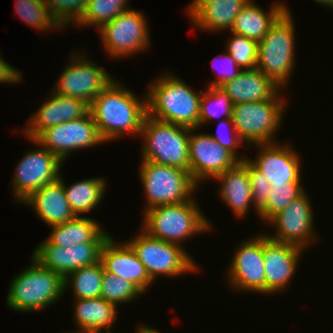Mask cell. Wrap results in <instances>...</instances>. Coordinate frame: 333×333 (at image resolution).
I'll return each instance as SVG.
<instances>
[{
  "label": "cell",
  "mask_w": 333,
  "mask_h": 333,
  "mask_svg": "<svg viewBox=\"0 0 333 333\" xmlns=\"http://www.w3.org/2000/svg\"><path fill=\"white\" fill-rule=\"evenodd\" d=\"M279 90L271 99L239 103L232 107V121L242 142L268 144L276 142L277 130L284 119L286 100Z\"/></svg>",
  "instance_id": "7"
},
{
  "label": "cell",
  "mask_w": 333,
  "mask_h": 333,
  "mask_svg": "<svg viewBox=\"0 0 333 333\" xmlns=\"http://www.w3.org/2000/svg\"><path fill=\"white\" fill-rule=\"evenodd\" d=\"M25 153L16 165L11 182L13 195L19 204L34 191L59 179L60 167L63 166V161L44 147Z\"/></svg>",
  "instance_id": "13"
},
{
  "label": "cell",
  "mask_w": 333,
  "mask_h": 333,
  "mask_svg": "<svg viewBox=\"0 0 333 333\" xmlns=\"http://www.w3.org/2000/svg\"><path fill=\"white\" fill-rule=\"evenodd\" d=\"M39 2H42V3H46L47 0H37Z\"/></svg>",
  "instance_id": "45"
},
{
  "label": "cell",
  "mask_w": 333,
  "mask_h": 333,
  "mask_svg": "<svg viewBox=\"0 0 333 333\" xmlns=\"http://www.w3.org/2000/svg\"><path fill=\"white\" fill-rule=\"evenodd\" d=\"M226 43V52L233 58L241 70L257 67L258 42L256 40L231 33Z\"/></svg>",
  "instance_id": "36"
},
{
  "label": "cell",
  "mask_w": 333,
  "mask_h": 333,
  "mask_svg": "<svg viewBox=\"0 0 333 333\" xmlns=\"http://www.w3.org/2000/svg\"><path fill=\"white\" fill-rule=\"evenodd\" d=\"M232 107L230 97L220 87H208L200 100L199 128L222 115L224 119H232Z\"/></svg>",
  "instance_id": "33"
},
{
  "label": "cell",
  "mask_w": 333,
  "mask_h": 333,
  "mask_svg": "<svg viewBox=\"0 0 333 333\" xmlns=\"http://www.w3.org/2000/svg\"><path fill=\"white\" fill-rule=\"evenodd\" d=\"M214 179L221 182L219 196L225 204L227 203L234 215L239 218L246 216L249 208L252 207L250 205L253 204L247 168L239 162Z\"/></svg>",
  "instance_id": "25"
},
{
  "label": "cell",
  "mask_w": 333,
  "mask_h": 333,
  "mask_svg": "<svg viewBox=\"0 0 333 333\" xmlns=\"http://www.w3.org/2000/svg\"><path fill=\"white\" fill-rule=\"evenodd\" d=\"M92 218L75 216L62 224L51 226L45 239L49 244L68 247L84 242H106L110 234Z\"/></svg>",
  "instance_id": "27"
},
{
  "label": "cell",
  "mask_w": 333,
  "mask_h": 333,
  "mask_svg": "<svg viewBox=\"0 0 333 333\" xmlns=\"http://www.w3.org/2000/svg\"><path fill=\"white\" fill-rule=\"evenodd\" d=\"M304 191L286 208L274 215L267 223L274 225V235L266 233L273 241L288 243L306 249L317 239L314 232V215L311 200ZM316 234V235H315ZM315 236V237H314Z\"/></svg>",
  "instance_id": "14"
},
{
  "label": "cell",
  "mask_w": 333,
  "mask_h": 333,
  "mask_svg": "<svg viewBox=\"0 0 333 333\" xmlns=\"http://www.w3.org/2000/svg\"><path fill=\"white\" fill-rule=\"evenodd\" d=\"M250 0H193L185 9L194 27L206 31L232 29L236 16Z\"/></svg>",
  "instance_id": "22"
},
{
  "label": "cell",
  "mask_w": 333,
  "mask_h": 333,
  "mask_svg": "<svg viewBox=\"0 0 333 333\" xmlns=\"http://www.w3.org/2000/svg\"><path fill=\"white\" fill-rule=\"evenodd\" d=\"M1 56V55H0ZM22 80V72L13 67L0 57V83H19Z\"/></svg>",
  "instance_id": "41"
},
{
  "label": "cell",
  "mask_w": 333,
  "mask_h": 333,
  "mask_svg": "<svg viewBox=\"0 0 333 333\" xmlns=\"http://www.w3.org/2000/svg\"><path fill=\"white\" fill-rule=\"evenodd\" d=\"M143 293L131 282L104 270L101 298L114 305L133 302Z\"/></svg>",
  "instance_id": "35"
},
{
  "label": "cell",
  "mask_w": 333,
  "mask_h": 333,
  "mask_svg": "<svg viewBox=\"0 0 333 333\" xmlns=\"http://www.w3.org/2000/svg\"><path fill=\"white\" fill-rule=\"evenodd\" d=\"M195 198L177 204L156 206L142 212V229L154 238L180 246L194 234L210 231L211 224Z\"/></svg>",
  "instance_id": "3"
},
{
  "label": "cell",
  "mask_w": 333,
  "mask_h": 333,
  "mask_svg": "<svg viewBox=\"0 0 333 333\" xmlns=\"http://www.w3.org/2000/svg\"><path fill=\"white\" fill-rule=\"evenodd\" d=\"M246 168L249 173L250 183H251V192L253 207L258 211L266 204L268 200V194L271 190V184L266 179V177L259 172L247 159L240 161Z\"/></svg>",
  "instance_id": "38"
},
{
  "label": "cell",
  "mask_w": 333,
  "mask_h": 333,
  "mask_svg": "<svg viewBox=\"0 0 333 333\" xmlns=\"http://www.w3.org/2000/svg\"><path fill=\"white\" fill-rule=\"evenodd\" d=\"M287 10L258 42L257 69L281 89L289 83L295 63V25Z\"/></svg>",
  "instance_id": "5"
},
{
  "label": "cell",
  "mask_w": 333,
  "mask_h": 333,
  "mask_svg": "<svg viewBox=\"0 0 333 333\" xmlns=\"http://www.w3.org/2000/svg\"><path fill=\"white\" fill-rule=\"evenodd\" d=\"M260 150L255 159L247 160L261 172L270 184L290 183L301 181L300 156L288 144H280L279 141L268 144H257Z\"/></svg>",
  "instance_id": "19"
},
{
  "label": "cell",
  "mask_w": 333,
  "mask_h": 333,
  "mask_svg": "<svg viewBox=\"0 0 333 333\" xmlns=\"http://www.w3.org/2000/svg\"><path fill=\"white\" fill-rule=\"evenodd\" d=\"M104 243L84 242L64 247L49 244L44 240L37 245L32 257L43 267L65 278L76 269L99 262Z\"/></svg>",
  "instance_id": "17"
},
{
  "label": "cell",
  "mask_w": 333,
  "mask_h": 333,
  "mask_svg": "<svg viewBox=\"0 0 333 333\" xmlns=\"http://www.w3.org/2000/svg\"><path fill=\"white\" fill-rule=\"evenodd\" d=\"M220 121H221V122H219L220 124H218L219 128H217V129H220V130L222 129V131H224L223 128L227 129V127L229 126V128L231 127L230 128L231 131L228 130L230 132V134L226 135L227 132L224 131L225 132V135H224V134L220 133L221 131L217 130L218 131L217 134H214V135L210 134V136L222 147L231 151L240 161L247 159V157H244V155H242L243 157L237 156L238 150L236 151V149H238L239 146H241V145L244 146V144H242L243 142L235 130L232 119H223Z\"/></svg>",
  "instance_id": "39"
},
{
  "label": "cell",
  "mask_w": 333,
  "mask_h": 333,
  "mask_svg": "<svg viewBox=\"0 0 333 333\" xmlns=\"http://www.w3.org/2000/svg\"><path fill=\"white\" fill-rule=\"evenodd\" d=\"M148 29L143 13L131 8L104 24L98 32L110 58L126 59L151 46Z\"/></svg>",
  "instance_id": "10"
},
{
  "label": "cell",
  "mask_w": 333,
  "mask_h": 333,
  "mask_svg": "<svg viewBox=\"0 0 333 333\" xmlns=\"http://www.w3.org/2000/svg\"><path fill=\"white\" fill-rule=\"evenodd\" d=\"M136 333H161V332H159V330L156 331L154 328L144 324V326L139 325L138 330L136 331Z\"/></svg>",
  "instance_id": "42"
},
{
  "label": "cell",
  "mask_w": 333,
  "mask_h": 333,
  "mask_svg": "<svg viewBox=\"0 0 333 333\" xmlns=\"http://www.w3.org/2000/svg\"><path fill=\"white\" fill-rule=\"evenodd\" d=\"M44 147L63 162L73 151L94 147L105 141L101 137L94 119L89 112L86 116L46 128L34 139H28Z\"/></svg>",
  "instance_id": "11"
},
{
  "label": "cell",
  "mask_w": 333,
  "mask_h": 333,
  "mask_svg": "<svg viewBox=\"0 0 333 333\" xmlns=\"http://www.w3.org/2000/svg\"><path fill=\"white\" fill-rule=\"evenodd\" d=\"M31 258V265L10 282L6 303L11 310L41 311L56 303L65 293L64 278Z\"/></svg>",
  "instance_id": "4"
},
{
  "label": "cell",
  "mask_w": 333,
  "mask_h": 333,
  "mask_svg": "<svg viewBox=\"0 0 333 333\" xmlns=\"http://www.w3.org/2000/svg\"><path fill=\"white\" fill-rule=\"evenodd\" d=\"M72 54L71 63L62 70L53 91L81 99L90 105L114 79L104 68L87 58V54L80 55L79 50Z\"/></svg>",
  "instance_id": "12"
},
{
  "label": "cell",
  "mask_w": 333,
  "mask_h": 333,
  "mask_svg": "<svg viewBox=\"0 0 333 333\" xmlns=\"http://www.w3.org/2000/svg\"><path fill=\"white\" fill-rule=\"evenodd\" d=\"M194 131L196 132L195 128H190L189 162L190 174L197 184L207 179H214L240 162L231 151L218 144L210 134L201 132L197 134Z\"/></svg>",
  "instance_id": "15"
},
{
  "label": "cell",
  "mask_w": 333,
  "mask_h": 333,
  "mask_svg": "<svg viewBox=\"0 0 333 333\" xmlns=\"http://www.w3.org/2000/svg\"><path fill=\"white\" fill-rule=\"evenodd\" d=\"M166 73L148 86L147 115L199 130V107L204 90L197 93L179 77Z\"/></svg>",
  "instance_id": "2"
},
{
  "label": "cell",
  "mask_w": 333,
  "mask_h": 333,
  "mask_svg": "<svg viewBox=\"0 0 333 333\" xmlns=\"http://www.w3.org/2000/svg\"><path fill=\"white\" fill-rule=\"evenodd\" d=\"M49 99L34 112L24 128L28 139H34L46 128L59 125L63 122L80 119L86 116L89 104L78 98L60 95L53 90Z\"/></svg>",
  "instance_id": "20"
},
{
  "label": "cell",
  "mask_w": 333,
  "mask_h": 333,
  "mask_svg": "<svg viewBox=\"0 0 333 333\" xmlns=\"http://www.w3.org/2000/svg\"><path fill=\"white\" fill-rule=\"evenodd\" d=\"M139 172L148 203L145 211L160 205L189 201L199 186L190 171L173 166L141 161Z\"/></svg>",
  "instance_id": "8"
},
{
  "label": "cell",
  "mask_w": 333,
  "mask_h": 333,
  "mask_svg": "<svg viewBox=\"0 0 333 333\" xmlns=\"http://www.w3.org/2000/svg\"><path fill=\"white\" fill-rule=\"evenodd\" d=\"M137 97L115 79L91 102L89 110L103 140L140 136L147 115V96Z\"/></svg>",
  "instance_id": "1"
},
{
  "label": "cell",
  "mask_w": 333,
  "mask_h": 333,
  "mask_svg": "<svg viewBox=\"0 0 333 333\" xmlns=\"http://www.w3.org/2000/svg\"><path fill=\"white\" fill-rule=\"evenodd\" d=\"M103 274L104 266L101 260L76 269L64 278V291L68 290L67 287L73 288L74 300L101 297Z\"/></svg>",
  "instance_id": "30"
},
{
  "label": "cell",
  "mask_w": 333,
  "mask_h": 333,
  "mask_svg": "<svg viewBox=\"0 0 333 333\" xmlns=\"http://www.w3.org/2000/svg\"><path fill=\"white\" fill-rule=\"evenodd\" d=\"M74 306V320L79 331L111 333L113 324L117 320V305L101 297L90 299H76Z\"/></svg>",
  "instance_id": "28"
},
{
  "label": "cell",
  "mask_w": 333,
  "mask_h": 333,
  "mask_svg": "<svg viewBox=\"0 0 333 333\" xmlns=\"http://www.w3.org/2000/svg\"><path fill=\"white\" fill-rule=\"evenodd\" d=\"M232 105L271 99L280 89L257 68L241 70L239 75L220 86Z\"/></svg>",
  "instance_id": "24"
},
{
  "label": "cell",
  "mask_w": 333,
  "mask_h": 333,
  "mask_svg": "<svg viewBox=\"0 0 333 333\" xmlns=\"http://www.w3.org/2000/svg\"><path fill=\"white\" fill-rule=\"evenodd\" d=\"M221 57V58H219ZM217 59V56L214 58V61L212 62V69L215 70L218 67L216 65V63H220L221 64V68H220V72L218 71V76L217 79H215L214 81L209 82L210 84L208 85V87H220L221 85H223L224 83L233 80L234 78H236L239 73L241 72V68L236 64V62L233 60V58L225 51V53L220 54V56ZM217 59V60H216ZM217 61V62H215ZM216 71V70H215Z\"/></svg>",
  "instance_id": "40"
},
{
  "label": "cell",
  "mask_w": 333,
  "mask_h": 333,
  "mask_svg": "<svg viewBox=\"0 0 333 333\" xmlns=\"http://www.w3.org/2000/svg\"><path fill=\"white\" fill-rule=\"evenodd\" d=\"M88 0H47L52 18L61 28L75 25L82 17Z\"/></svg>",
  "instance_id": "37"
},
{
  "label": "cell",
  "mask_w": 333,
  "mask_h": 333,
  "mask_svg": "<svg viewBox=\"0 0 333 333\" xmlns=\"http://www.w3.org/2000/svg\"><path fill=\"white\" fill-rule=\"evenodd\" d=\"M116 243L110 235L101 249L104 270L133 283L142 293L153 284L144 265L127 242Z\"/></svg>",
  "instance_id": "21"
},
{
  "label": "cell",
  "mask_w": 333,
  "mask_h": 333,
  "mask_svg": "<svg viewBox=\"0 0 333 333\" xmlns=\"http://www.w3.org/2000/svg\"><path fill=\"white\" fill-rule=\"evenodd\" d=\"M302 181L290 183L271 184L266 204L258 211L262 221L268 222L274 215L286 208L294 199L304 191Z\"/></svg>",
  "instance_id": "32"
},
{
  "label": "cell",
  "mask_w": 333,
  "mask_h": 333,
  "mask_svg": "<svg viewBox=\"0 0 333 333\" xmlns=\"http://www.w3.org/2000/svg\"><path fill=\"white\" fill-rule=\"evenodd\" d=\"M59 180L64 186L66 199L69 202L70 208L76 216L87 214L97 208L104 198L105 189L108 184L102 177H91L79 182L77 181L68 187L63 181L62 176L59 177Z\"/></svg>",
  "instance_id": "29"
},
{
  "label": "cell",
  "mask_w": 333,
  "mask_h": 333,
  "mask_svg": "<svg viewBox=\"0 0 333 333\" xmlns=\"http://www.w3.org/2000/svg\"><path fill=\"white\" fill-rule=\"evenodd\" d=\"M318 4L325 5L324 7L332 8L333 9V0H314Z\"/></svg>",
  "instance_id": "43"
},
{
  "label": "cell",
  "mask_w": 333,
  "mask_h": 333,
  "mask_svg": "<svg viewBox=\"0 0 333 333\" xmlns=\"http://www.w3.org/2000/svg\"><path fill=\"white\" fill-rule=\"evenodd\" d=\"M139 231L137 236L126 242L142 262L153 282L159 275L173 278L200 269L183 246L154 238L142 228Z\"/></svg>",
  "instance_id": "9"
},
{
  "label": "cell",
  "mask_w": 333,
  "mask_h": 333,
  "mask_svg": "<svg viewBox=\"0 0 333 333\" xmlns=\"http://www.w3.org/2000/svg\"><path fill=\"white\" fill-rule=\"evenodd\" d=\"M238 246L226 273L228 283L239 291L265 294L263 234L258 233Z\"/></svg>",
  "instance_id": "16"
},
{
  "label": "cell",
  "mask_w": 333,
  "mask_h": 333,
  "mask_svg": "<svg viewBox=\"0 0 333 333\" xmlns=\"http://www.w3.org/2000/svg\"><path fill=\"white\" fill-rule=\"evenodd\" d=\"M128 0H88L86 9L75 24L79 26H96L100 29L104 24L112 21L116 16L129 10L126 8Z\"/></svg>",
  "instance_id": "31"
},
{
  "label": "cell",
  "mask_w": 333,
  "mask_h": 333,
  "mask_svg": "<svg viewBox=\"0 0 333 333\" xmlns=\"http://www.w3.org/2000/svg\"><path fill=\"white\" fill-rule=\"evenodd\" d=\"M270 11L261 9V6L250 0L236 16L230 32L241 35L257 42L261 41L276 20L287 10L288 6L282 2L272 5Z\"/></svg>",
  "instance_id": "26"
},
{
  "label": "cell",
  "mask_w": 333,
  "mask_h": 333,
  "mask_svg": "<svg viewBox=\"0 0 333 333\" xmlns=\"http://www.w3.org/2000/svg\"><path fill=\"white\" fill-rule=\"evenodd\" d=\"M303 250L292 244L273 241L263 233L265 294L280 293L289 287Z\"/></svg>",
  "instance_id": "18"
},
{
  "label": "cell",
  "mask_w": 333,
  "mask_h": 333,
  "mask_svg": "<svg viewBox=\"0 0 333 333\" xmlns=\"http://www.w3.org/2000/svg\"><path fill=\"white\" fill-rule=\"evenodd\" d=\"M68 333H100V332H88V331H79V330H77V331H73V332H71V331H69Z\"/></svg>",
  "instance_id": "44"
},
{
  "label": "cell",
  "mask_w": 333,
  "mask_h": 333,
  "mask_svg": "<svg viewBox=\"0 0 333 333\" xmlns=\"http://www.w3.org/2000/svg\"><path fill=\"white\" fill-rule=\"evenodd\" d=\"M189 135V127L146 115L140 133L145 139L141 160L190 171Z\"/></svg>",
  "instance_id": "6"
},
{
  "label": "cell",
  "mask_w": 333,
  "mask_h": 333,
  "mask_svg": "<svg viewBox=\"0 0 333 333\" xmlns=\"http://www.w3.org/2000/svg\"><path fill=\"white\" fill-rule=\"evenodd\" d=\"M15 10L21 21L42 33L48 30L60 29L59 24L52 18L46 3L37 0H14ZM53 27V28H52Z\"/></svg>",
  "instance_id": "34"
},
{
  "label": "cell",
  "mask_w": 333,
  "mask_h": 333,
  "mask_svg": "<svg viewBox=\"0 0 333 333\" xmlns=\"http://www.w3.org/2000/svg\"><path fill=\"white\" fill-rule=\"evenodd\" d=\"M22 204L32 207V210L48 226L62 224L76 215L66 199L64 186L57 179L31 193Z\"/></svg>",
  "instance_id": "23"
}]
</instances>
